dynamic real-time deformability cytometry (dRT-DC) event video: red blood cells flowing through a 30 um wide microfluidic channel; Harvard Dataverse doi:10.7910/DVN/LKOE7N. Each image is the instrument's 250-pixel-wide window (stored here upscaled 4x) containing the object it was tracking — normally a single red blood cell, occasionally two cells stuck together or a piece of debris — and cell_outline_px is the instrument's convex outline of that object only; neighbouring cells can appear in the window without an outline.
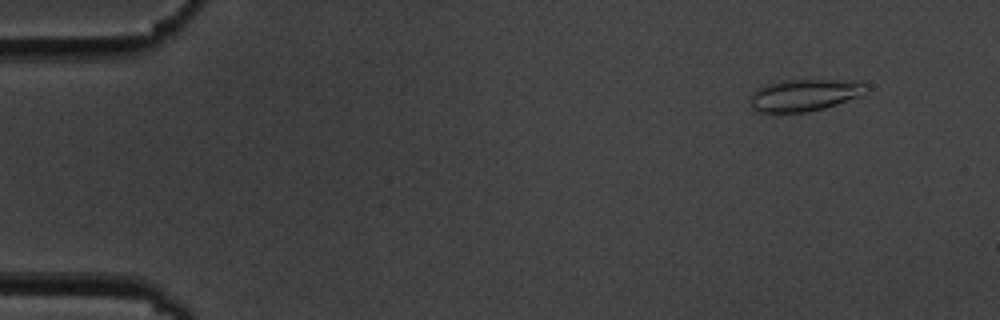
{"species": "common noctule bat (a hibernating species)", "species_latin": "Nyctalus noctula", "temperature_condition": "cold", "stored_images_in_passage": 5, "camera_frame_rate_fps": 3000, "um_per_image_px": 0.085, "animal": {"sex": "male", "body_mass_g": 19.5, "forearm_length_mm": 54.6}, "frame": {"image": 1, "passage_image": 2, "time_ms": 1.333, "image_size_px": [1000, 320], "cell_outline_px": [[868, 92], [860, 96], [824, 108], [808, 112], [756, 112], [752, 108], [752, 92], [756, 88], [768, 84], [784, 80], [804, 76], [860, 80], [868, 88]], "centroid_in_image_um": [68.46, 8.01], "position_along_channel_um": 16.5, "area_um2": 22.72}}
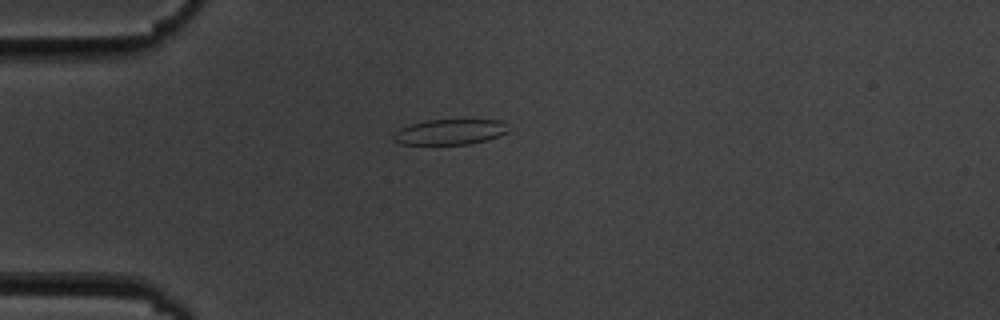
{"frame": {"image": 2, "passage_image": 5, "time_ms": 4.667, "image_size_px": [1000, 320], "cell_outline_px": [[508, 132], [488, 140], [468, 144], [400, 144], [392, 140], [392, 132], [400, 128], [424, 120], [500, 120], [504, 124]], "centroid_in_image_um": [38.17, 11.22], "position_along_channel_um": 46.8, "area_um2": 16.99}}